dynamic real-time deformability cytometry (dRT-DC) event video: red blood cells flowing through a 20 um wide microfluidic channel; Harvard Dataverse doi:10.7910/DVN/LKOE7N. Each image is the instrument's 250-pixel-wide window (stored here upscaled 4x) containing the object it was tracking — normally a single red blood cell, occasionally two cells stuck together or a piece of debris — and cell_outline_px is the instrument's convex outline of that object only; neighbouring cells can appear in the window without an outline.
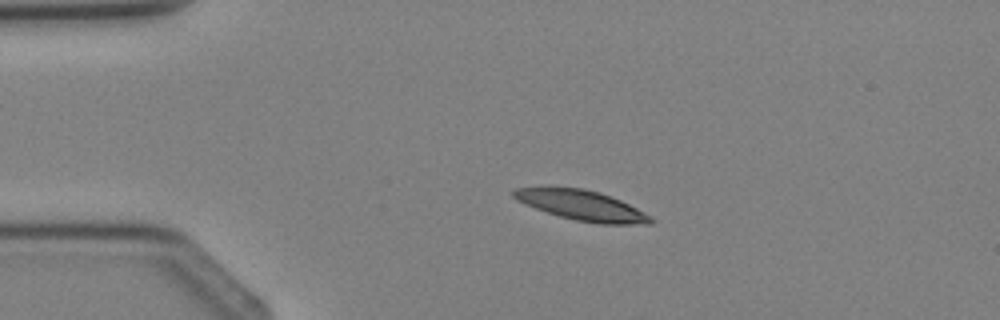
{"species": "Egyptian fruit bat (a non-hibernating species)", "species_latin": "Rousettus aegyptiacus", "temperature_condition": "cold", "stored_images_in_passage": 3, "camera_frame_rate_fps": 3000, "um_per_image_px": 0.085, "animal": {"sex": "female"}, "frame": {"image": 1, "passage_image": 2, "time_ms": 1.0, "image_size_px": [1000, 320], "cell_outline_px": [[656, 220], [652, 224], [600, 224], [576, 220], [560, 216], [536, 208], [516, 200], [512, 196], [512, 192], [516, 188], [540, 184], [548, 184], [584, 188], [600, 192], [620, 200], [652, 216]], "centroid_in_image_um": [49.39, 17.4], "position_along_channel_um": 35.6, "area_um2": 24.8}}
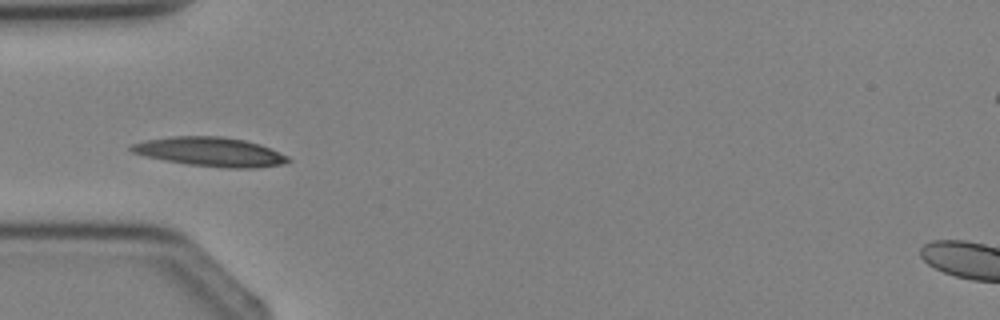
{"frame": {"image": 2, "passage_image": 3, "time_ms": 2.333, "image_size_px": [1000, 320], "cell_outline_px": [[292, 160], [284, 164], [256, 168], [228, 168], [184, 164], [144, 156], [132, 152], [128, 148], [132, 144], [144, 140], [172, 136], [220, 136], [244, 140], [260, 144], [288, 156]], "centroid_in_image_um": [17.86, 12.91], "position_along_channel_um": 67.1, "area_um2": 26.76}}